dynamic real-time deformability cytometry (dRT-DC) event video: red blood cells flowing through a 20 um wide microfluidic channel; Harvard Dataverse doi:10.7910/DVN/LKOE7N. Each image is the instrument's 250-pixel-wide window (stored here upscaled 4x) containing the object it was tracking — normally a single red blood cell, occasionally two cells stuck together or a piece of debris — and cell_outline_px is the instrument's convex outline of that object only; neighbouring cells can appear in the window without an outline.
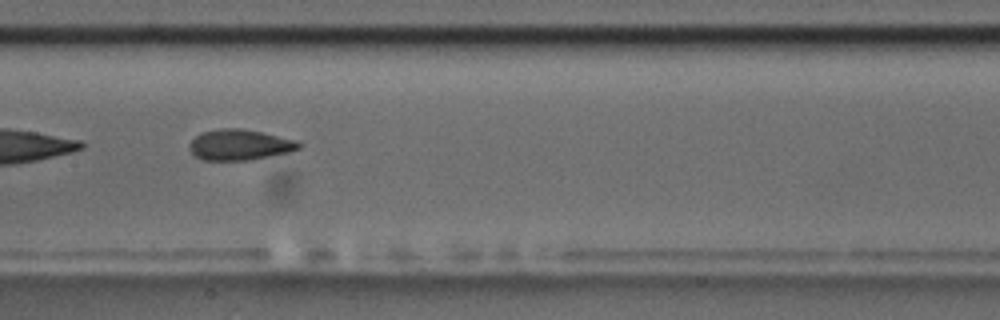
{"species": "common noctule bat (a hibernating species)", "species_latin": "Nyctalus noctula", "temperature_condition": "room temperature", "stored_images_in_passage": 9, "camera_frame_rate_fps": 3000, "um_per_image_px": 0.085, "animal": {"sex": "male", "body_mass_g": 17.5, "forearm_length_mm": 52.3}, "frame": {"image": 1, "passage_image": 9, "time_ms": 9.333, "image_size_px": [1000, 320], "cell_outline_px": [[304, 144], [300, 148], [292, 152], [248, 160], [204, 160], [196, 156], [188, 148], [188, 144], [200, 132], [220, 128], [240, 128], [300, 140]], "centroid_in_image_um": [20.42, 12.3], "position_along_channel_um": 187.0, "area_um2": 19.83}}